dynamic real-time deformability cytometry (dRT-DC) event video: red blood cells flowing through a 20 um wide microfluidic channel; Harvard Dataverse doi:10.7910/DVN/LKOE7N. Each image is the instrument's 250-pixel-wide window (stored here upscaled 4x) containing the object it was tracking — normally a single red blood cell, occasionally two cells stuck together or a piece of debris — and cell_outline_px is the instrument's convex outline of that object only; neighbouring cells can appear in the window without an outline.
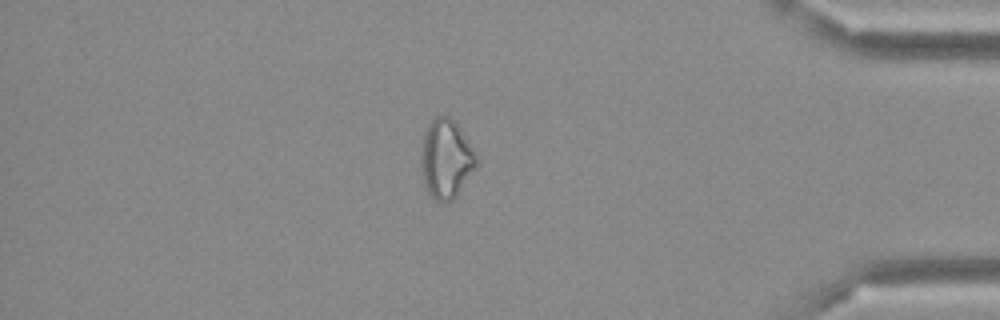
{"species": "Egyptian fruit bat (a non-hibernating species)", "species_latin": "Rousettus aegyptiacus", "temperature_condition": "cold", "stored_images_in_passage": 48, "camera_frame_rate_fps": 3000, "um_per_image_px": 0.085, "frame": {"image": 1, "passage_image": 41, "time_ms": 13.333, "image_size_px": [1000, 320], "cell_outline_px": [[480, 164], [456, 196], [452, 200], [444, 204], [440, 204], [428, 196], [424, 184], [420, 164], [420, 148], [428, 124], [436, 116], [448, 116], [460, 128], [480, 160]], "centroid_in_image_um": [37.92, 13.57], "position_along_channel_um": 397.3, "area_um2": 26.13}}